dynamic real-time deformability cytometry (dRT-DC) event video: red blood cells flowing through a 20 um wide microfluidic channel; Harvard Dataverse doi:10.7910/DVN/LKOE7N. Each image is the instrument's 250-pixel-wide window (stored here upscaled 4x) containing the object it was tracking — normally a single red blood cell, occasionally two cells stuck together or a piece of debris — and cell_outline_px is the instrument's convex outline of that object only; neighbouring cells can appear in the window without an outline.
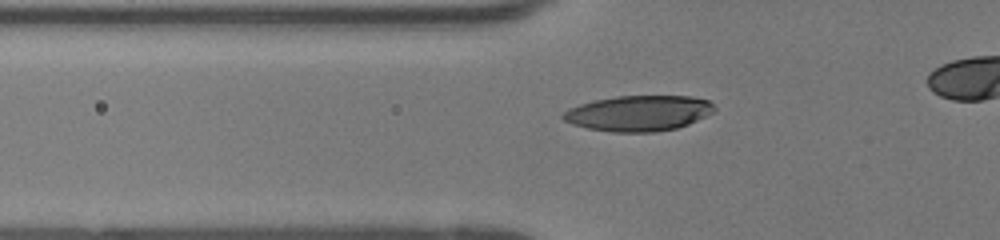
{"species": "human", "species_latin": "Homo sapiens", "temperature_condition": "room temperature", "stored_images_in_passage": 38, "camera_frame_rate_fps": 3000, "um_per_image_px": 0.085, "donor": {"sex": "female"}, "frame": {"image": 1, "passage_image": 11, "time_ms": 3.333, "image_size_px": [1000, 240], "cell_outline_px": [[716, 112], [688, 124], [676, 128], [656, 132], [612, 132], [588, 128], [572, 124], [564, 120], [560, 116], [568, 108], [592, 100], [616, 96], [692, 96], [708, 100], [716, 108]], "centroid_in_image_um": [54.29, 9.62], "position_along_channel_um": 71.5, "area_um2": 31.56}}
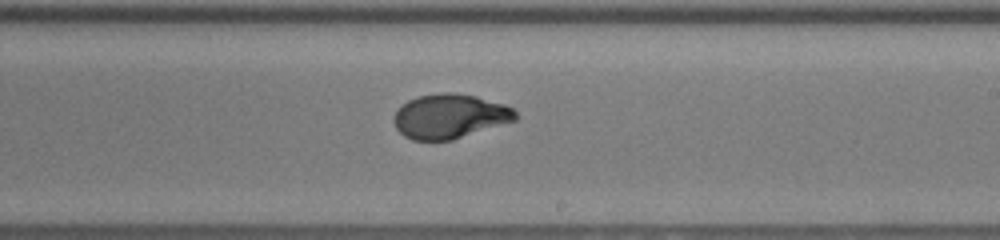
{"frame": {"image": 2, "passage_image": 24, "time_ms": 7.667, "image_size_px": [1000, 240], "cell_outline_px": [[520, 116], [516, 120], [452, 140], [412, 140], [404, 136], [396, 128], [392, 120], [400, 104], [416, 96], [440, 92], [452, 92], [476, 96], [504, 104], [512, 108]], "centroid_in_image_um": [38.21, 9.87], "position_along_channel_um": 250.8, "area_um2": 31.73}}
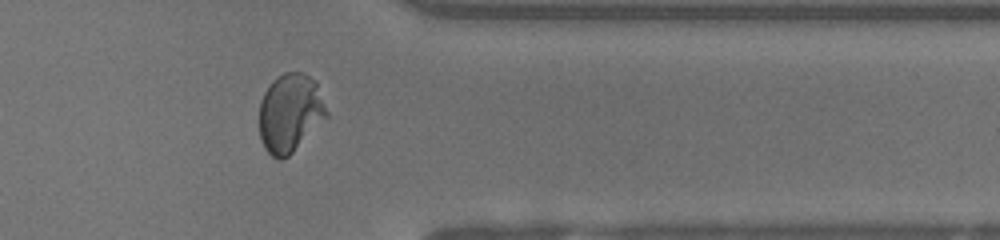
{"frame": {"image": 3, "passage_image": 34, "time_ms": 11.0, "image_size_px": [1000, 240], "cell_outline_px": [[328, 116], [288, 156], [280, 160], [272, 156], [264, 148], [260, 140], [260, 100], [264, 92], [272, 80], [284, 72], [304, 72], [316, 80], [328, 112]], "centroid_in_image_um": [24.65, 9.57], "position_along_channel_um": 386.7, "area_um2": 30.87}}